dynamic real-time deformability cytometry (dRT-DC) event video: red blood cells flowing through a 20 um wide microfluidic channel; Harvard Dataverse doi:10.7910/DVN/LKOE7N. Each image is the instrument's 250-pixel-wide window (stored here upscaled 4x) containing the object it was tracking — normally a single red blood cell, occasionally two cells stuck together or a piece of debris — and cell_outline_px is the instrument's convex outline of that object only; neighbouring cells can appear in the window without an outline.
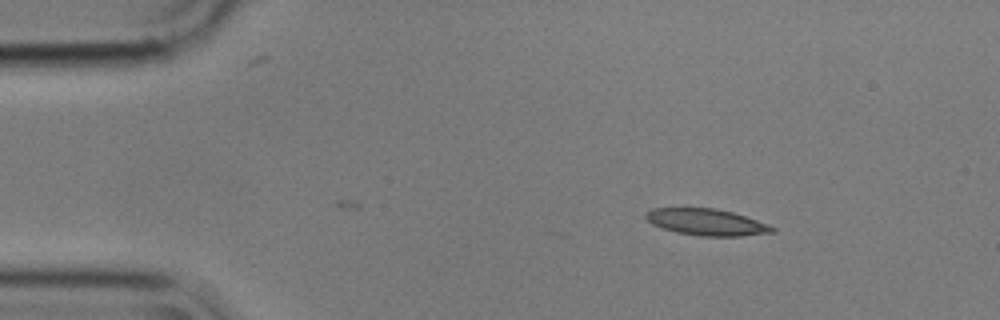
{"species": "common noctule bat (a hibernating species)", "species_latin": "Nyctalus noctula", "temperature_condition": "cold", "stored_images_in_passage": 16, "camera_frame_rate_fps": 3000, "um_per_image_px": 0.085, "animal": {"sex": "male", "body_mass_g": 17.9}, "frame": {"image": 1, "passage_image": 1, "time_ms": 0.0, "image_size_px": [1000, 320], "cell_outline_px": [[776, 232], [740, 236], [700, 236], [676, 232], [652, 224], [644, 216], [652, 208], [716, 208], [732, 212], [768, 224], [776, 228]], "centroid_in_image_um": [60.08, 18.88], "position_along_channel_um": 24.9, "area_um2": 19.42}}
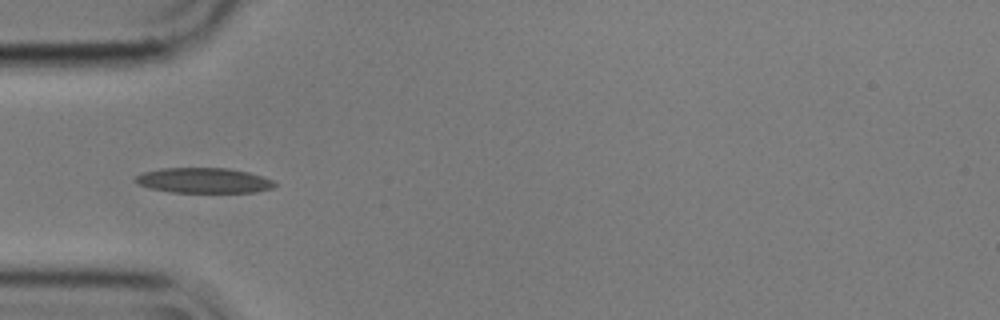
{"frame": {"image": 2, "passage_image": 10, "time_ms": 3.0, "image_size_px": [1000, 320], "cell_outline_px": [[276, 184], [272, 188], [256, 192], [172, 192], [152, 188], [136, 184], [136, 176], [144, 172], [160, 168], [228, 168], [248, 172], [272, 180]], "centroid_in_image_um": [17.31, 15.33], "position_along_channel_um": 67.7, "area_um2": 20.23}}
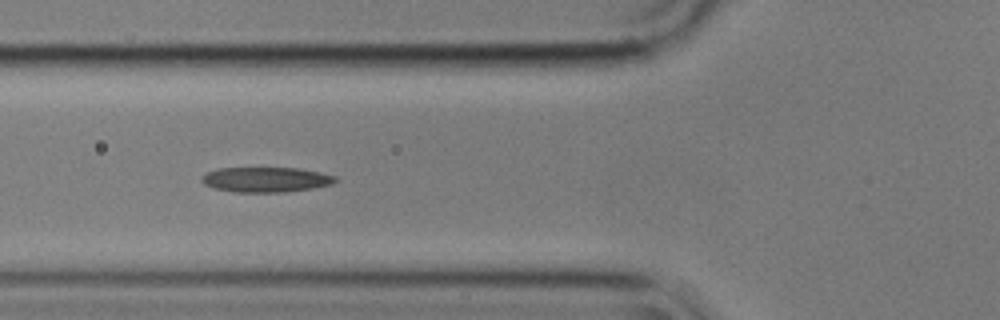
{"frame": {"image": 3, "passage_image": 13, "time_ms": 4.0, "image_size_px": [1000, 320], "cell_outline_px": [[336, 180], [332, 184], [312, 188], [284, 192], [232, 192], [212, 188], [204, 184], [200, 180], [200, 176], [216, 168], [296, 168], [320, 172], [336, 176]], "centroid_in_image_um": [22.54, 15.27], "position_along_channel_um": 103.3, "area_um2": 19.59}}